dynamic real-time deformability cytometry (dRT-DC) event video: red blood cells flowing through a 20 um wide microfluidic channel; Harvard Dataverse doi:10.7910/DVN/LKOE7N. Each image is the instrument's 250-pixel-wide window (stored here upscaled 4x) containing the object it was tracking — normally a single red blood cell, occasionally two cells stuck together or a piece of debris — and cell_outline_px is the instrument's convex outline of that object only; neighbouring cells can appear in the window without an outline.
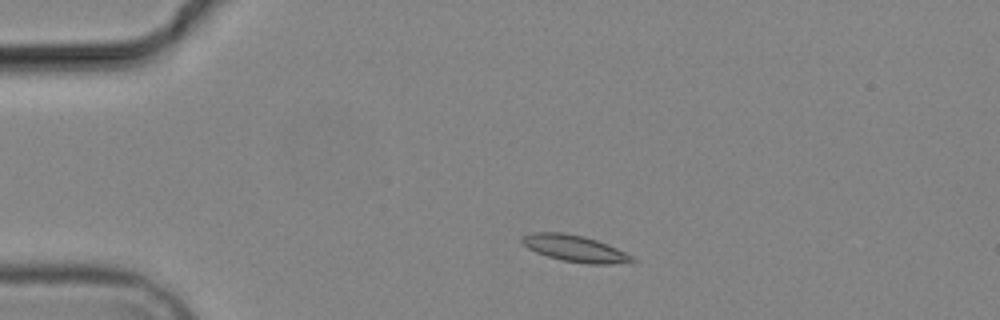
{"species": "common noctule bat (a hibernating species)", "species_latin": "Nyctalus noctula", "temperature_condition": "cold", "stored_images_in_passage": 4, "camera_frame_rate_fps": 3000, "um_per_image_px": 0.085, "animal": {"sex": "male", "body_mass_g": 19.2, "forearm_length_mm": 51.8}, "frame": {"image": 1, "passage_image": 1, "time_ms": 0.0, "image_size_px": [1000, 320], "cell_outline_px": [[636, 260], [608, 264], [588, 264], [564, 260], [548, 256], [536, 252], [528, 248], [520, 240], [524, 236], [532, 232], [564, 232], [584, 236], [608, 244], [632, 256]], "centroid_in_image_um": [48.83, 21.1], "position_along_channel_um": 36.2, "area_um2": 16.7}}
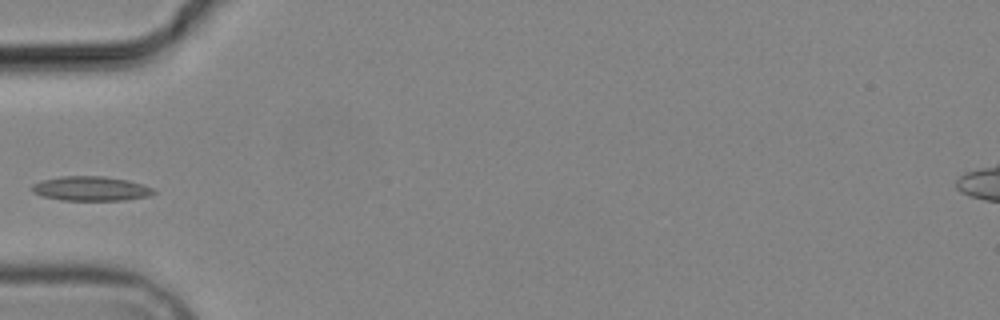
{"frame": {"image": 2, "passage_image": 3, "time_ms": 2.333, "image_size_px": [1000, 320], "cell_outline_px": [[156, 192], [148, 196], [124, 200], [64, 200], [44, 196], [32, 192], [32, 184], [40, 180], [60, 176], [104, 176], [128, 180], [152, 188]], "centroid_in_image_um": [7.69, 16.02], "position_along_channel_um": 77.3, "area_um2": 17.22}}
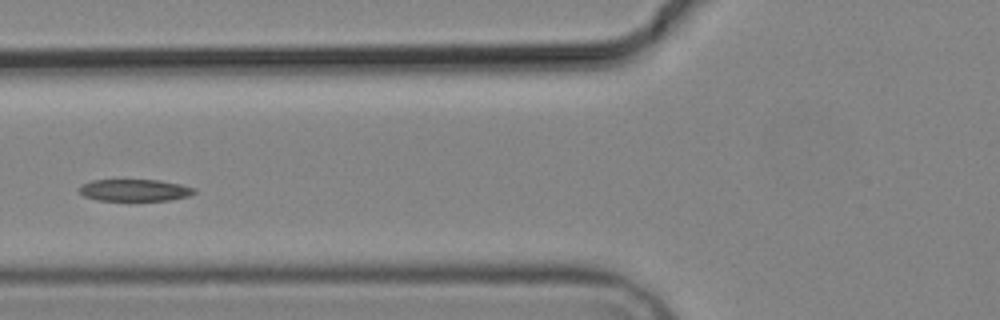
{"frame": {"image": 3, "passage_image": 4, "time_ms": 3.333, "image_size_px": [1000, 320], "cell_outline_px": [[196, 192], [188, 196], [168, 200], [96, 200], [84, 196], [76, 188], [80, 184], [92, 180], [160, 180], [180, 184], [196, 188]], "centroid_in_image_um": [11.41, 16.16], "position_along_channel_um": 114.4, "area_um2": 14.74}}